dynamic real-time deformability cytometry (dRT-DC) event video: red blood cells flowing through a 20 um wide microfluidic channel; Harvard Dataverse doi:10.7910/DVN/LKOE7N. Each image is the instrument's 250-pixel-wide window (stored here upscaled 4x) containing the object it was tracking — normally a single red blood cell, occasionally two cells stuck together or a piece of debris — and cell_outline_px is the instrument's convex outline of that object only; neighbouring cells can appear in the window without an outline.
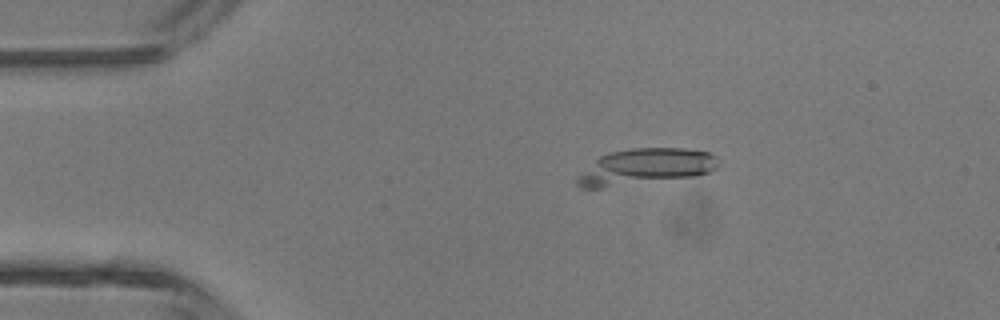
{"species": "common noctule bat (a hibernating species)", "species_latin": "Nyctalus noctula", "temperature_condition": "room temperature", "stored_images_in_passage": 44, "camera_frame_rate_fps": 3000, "um_per_image_px": 0.085, "animal": {"sex": "male", "body_mass_g": 13.3}, "frame": {"image": 1, "passage_image": 6, "time_ms": 1.667, "image_size_px": [1000, 320], "cell_outline_px": [[720, 164], [716, 168], [708, 172], [696, 176], [600, 188], [580, 188], [576, 184], [576, 180], [600, 156], [608, 152], [632, 148], [684, 148], [708, 152], [716, 156]], "centroid_in_image_um": [54.9, 14.16], "position_along_channel_um": 30.1, "area_um2": 29.3}}
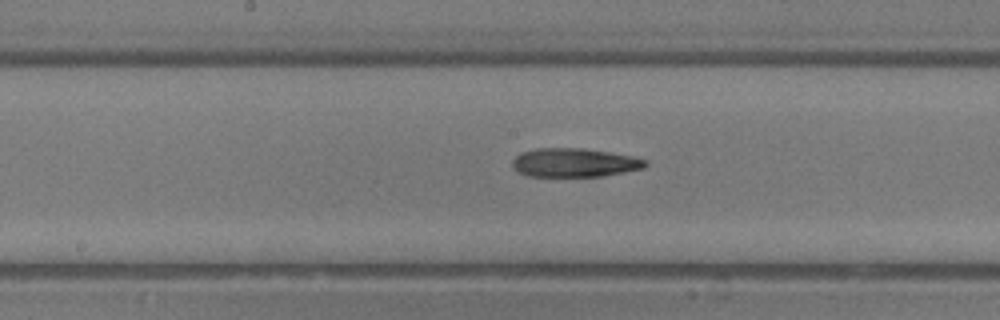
{"frame": {"image": 2, "passage_image": 21, "time_ms": 6.667, "image_size_px": [1000, 320], "cell_outline_px": [[648, 164], [644, 168], [624, 172], [600, 176], [528, 176], [516, 172], [512, 168], [512, 160], [520, 152], [536, 148], [584, 148], [636, 156], [648, 160]], "centroid_in_image_um": [48.82, 13.81], "position_along_channel_um": 199.4, "area_um2": 22.6}}
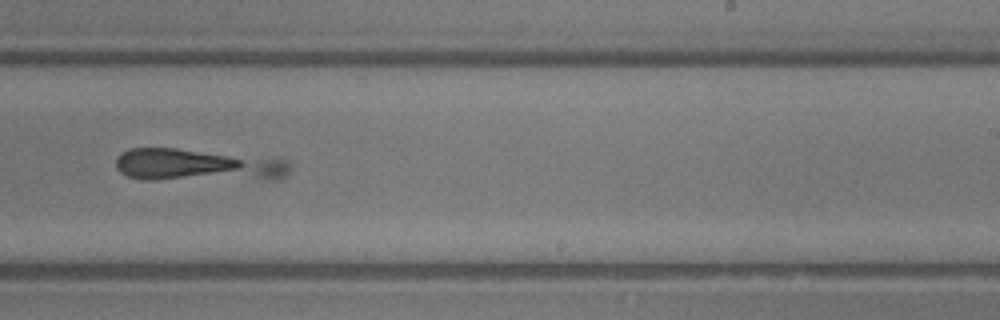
{"frame": {"image": 3, "passage_image": 26, "time_ms": 8.333, "image_size_px": [1000, 320], "cell_outline_px": [[288, 172], [284, 176], [272, 180], [144, 180], [128, 176], [120, 172], [116, 168], [116, 160], [120, 152], [128, 148], [176, 148], [288, 160]], "centroid_in_image_um": [16.74, 14.06], "position_along_channel_um": 272.3, "area_um2": 33.35}}